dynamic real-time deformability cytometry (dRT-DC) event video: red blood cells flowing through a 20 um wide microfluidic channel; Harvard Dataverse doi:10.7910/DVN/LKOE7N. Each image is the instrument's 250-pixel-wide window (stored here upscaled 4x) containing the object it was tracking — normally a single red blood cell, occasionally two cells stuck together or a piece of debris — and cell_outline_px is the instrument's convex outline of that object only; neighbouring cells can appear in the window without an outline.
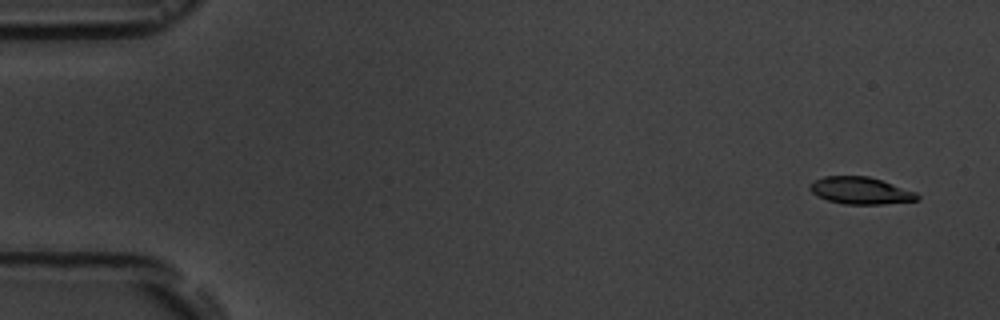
{"species": "common noctule bat (a hibernating species)", "species_latin": "Nyctalus noctula", "temperature_condition": "room temperature", "stored_images_in_passage": 5, "camera_frame_rate_fps": 3000, "um_per_image_px": 0.085, "animal": {"sex": "male", "body_mass_g": 19.5, "forearm_length_mm": 54.6}, "frame": {"image": 1, "passage_image": 1, "time_ms": 0.0, "image_size_px": [1000, 320], "cell_outline_px": [[920, 200], [884, 204], [844, 204], [828, 200], [816, 196], [808, 188], [816, 180], [824, 176], [868, 176], [916, 192], [920, 196]], "centroid_in_image_um": [73.16, 16.21], "position_along_channel_um": 11.8, "area_um2": 16.82}}
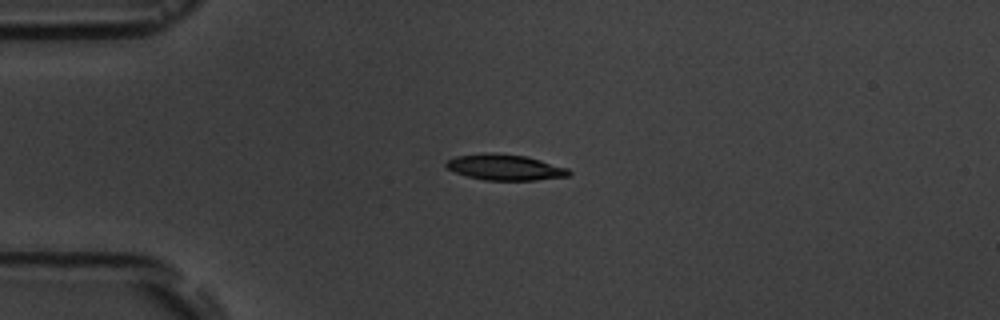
{"frame": {"image": 2, "passage_image": 4, "time_ms": 3.667, "image_size_px": [1000, 320], "cell_outline_px": [[572, 172], [568, 176], [536, 180], [484, 180], [468, 176], [456, 172], [448, 168], [444, 164], [448, 160], [456, 156], [484, 152], [496, 152], [524, 156], [540, 160], [568, 168]], "centroid_in_image_um": [42.92, 14.21], "position_along_channel_um": 42.1, "area_um2": 18.44}}